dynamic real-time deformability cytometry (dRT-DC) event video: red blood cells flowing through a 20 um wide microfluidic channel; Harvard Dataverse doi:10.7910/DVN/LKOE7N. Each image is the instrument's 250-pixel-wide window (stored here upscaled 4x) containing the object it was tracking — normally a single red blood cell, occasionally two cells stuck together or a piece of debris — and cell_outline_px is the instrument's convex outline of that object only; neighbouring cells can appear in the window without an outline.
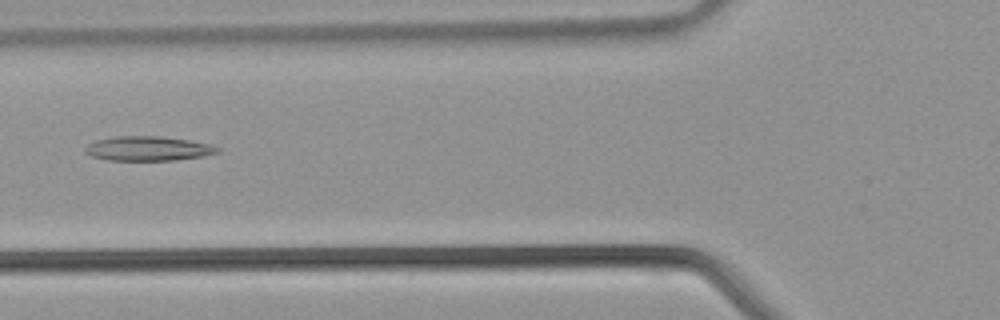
{"species": "common noctule bat (a hibernating species)", "species_latin": "Nyctalus noctula", "temperature_condition": "warm", "stored_images_in_passage": 38, "camera_frame_rate_fps": 3000, "um_per_image_px": 0.085, "animal": {"sex": "male", "body_mass_g": 21.5, "forearm_length_mm": 52.0}, "frame": {"image": 1, "passage_image": 14, "time_ms": 4.333, "image_size_px": [1000, 320], "cell_outline_px": [[220, 152], [204, 156], [176, 160], [104, 160], [92, 156], [84, 152], [84, 148], [88, 144], [96, 140], [116, 136], [160, 136], [188, 140], [208, 144], [220, 148]], "centroid_in_image_um": [12.57, 12.63], "position_along_channel_um": 113.2, "area_um2": 18.9}}
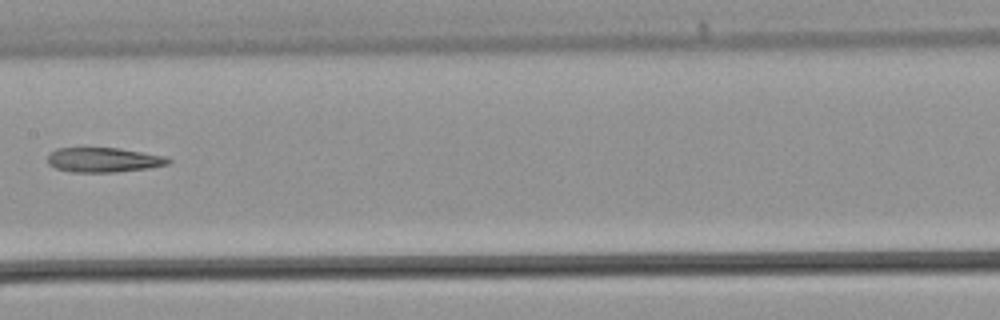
{"frame": {"image": 2, "passage_image": 19, "time_ms": 6.0, "image_size_px": [1000, 320], "cell_outline_px": [[172, 160], [168, 164], [148, 168], [116, 172], [68, 172], [56, 168], [48, 164], [48, 156], [56, 148], [116, 148], [164, 156]], "centroid_in_image_um": [8.77, 13.6], "position_along_channel_um": 198.6, "area_um2": 17.17}}
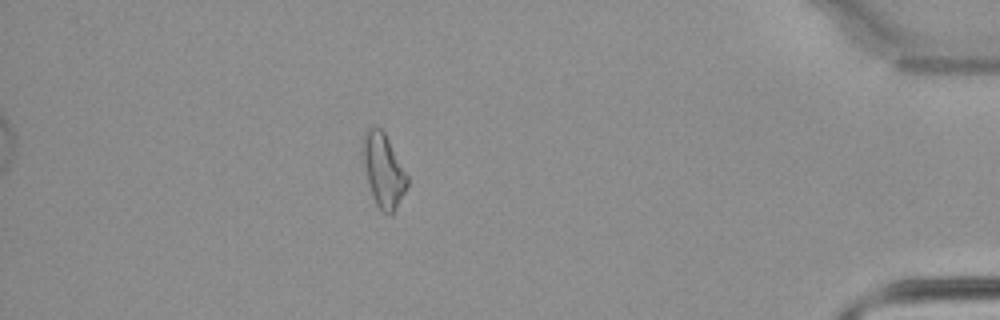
{"frame": {"image": 3, "passage_image": 34, "time_ms": 11.0, "image_size_px": [1000, 320], "cell_outline_px": [[408, 184], [392, 216], [388, 216], [376, 204], [372, 196], [360, 152], [364, 136], [368, 128], [380, 128], [384, 132], [408, 176]], "centroid_in_image_um": [32.57, 14.5], "position_along_channel_um": 402.6, "area_um2": 18.9}}